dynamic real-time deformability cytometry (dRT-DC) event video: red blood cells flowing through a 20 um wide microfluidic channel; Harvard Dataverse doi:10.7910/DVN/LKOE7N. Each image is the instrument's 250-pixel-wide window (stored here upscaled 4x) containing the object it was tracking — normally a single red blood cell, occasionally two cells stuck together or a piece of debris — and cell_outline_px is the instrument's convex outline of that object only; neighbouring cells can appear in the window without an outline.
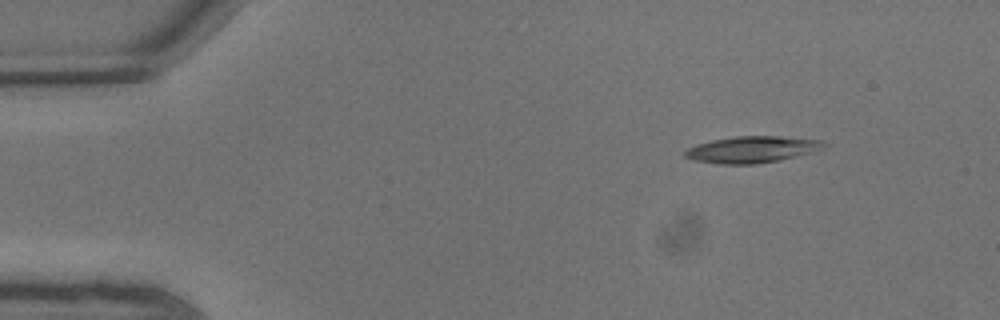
{"species": "common noctule bat (a hibernating species)", "species_latin": "Nyctalus noctula", "temperature_condition": "warm", "stored_images_in_passage": 7, "camera_frame_rate_fps": 3000, "um_per_image_px": 0.085, "animal": {"sex": "male", "body_mass_g": 13.3}, "frame": {"image": 1, "passage_image": 1, "time_ms": 0.0, "image_size_px": [1000, 320], "cell_outline_px": [[828, 144], [812, 152], [780, 160], [756, 164], [720, 164], [692, 160], [684, 156], [684, 152], [688, 148], [696, 144], [712, 140], [736, 136], [780, 136], [820, 140]], "centroid_in_image_um": [63.88, 12.71], "position_along_channel_um": 21.1, "area_um2": 21.39}}
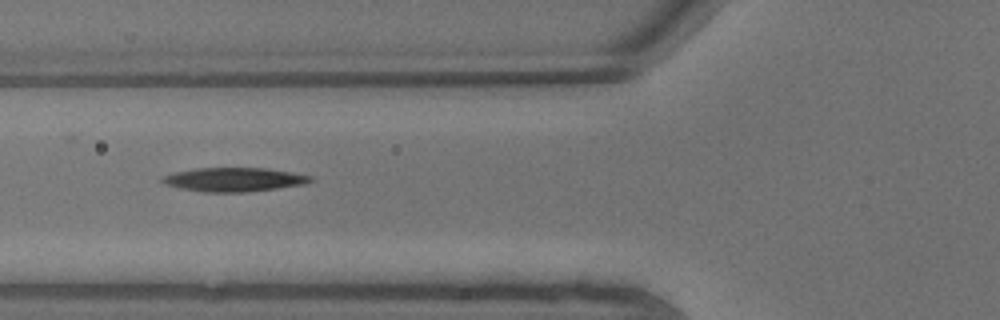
{"frame": {"image": 2, "passage_image": 6, "time_ms": 1.667, "image_size_px": [1000, 320], "cell_outline_px": [[312, 180], [304, 184], [276, 188], [244, 192], [204, 192], [180, 188], [168, 184], [160, 180], [160, 176], [176, 172], [196, 168], [264, 168], [312, 176]], "centroid_in_image_um": [19.84, 15.26], "position_along_channel_um": 106.0, "area_um2": 20.29}}
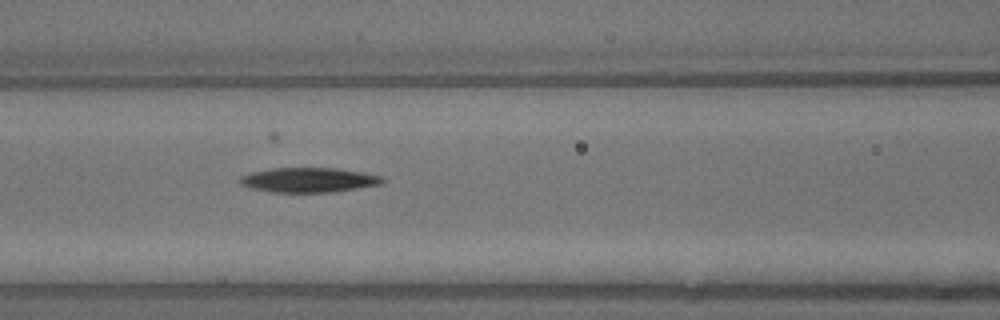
{"frame": {"image": 3, "passage_image": 7, "time_ms": 2.0, "image_size_px": [1000, 320], "cell_outline_px": [[384, 180], [380, 184], [332, 192], [272, 192], [252, 188], [240, 184], [240, 176], [252, 172], [272, 168], [336, 168], [364, 172], [384, 176]], "centroid_in_image_um": [26.25, 15.29], "position_along_channel_um": 140.3, "area_um2": 20.4}}